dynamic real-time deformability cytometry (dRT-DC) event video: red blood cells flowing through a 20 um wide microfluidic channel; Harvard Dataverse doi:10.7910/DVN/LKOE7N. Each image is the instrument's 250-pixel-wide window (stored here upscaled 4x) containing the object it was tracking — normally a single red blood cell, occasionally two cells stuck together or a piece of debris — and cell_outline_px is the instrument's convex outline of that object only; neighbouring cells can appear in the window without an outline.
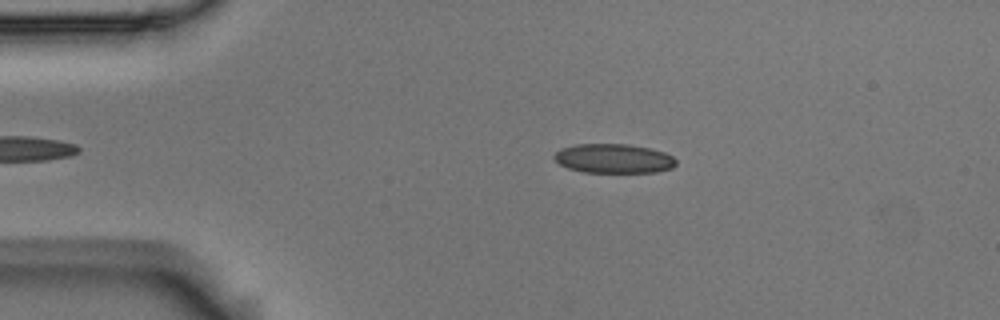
{"species": "Egyptian fruit bat (a non-hibernating species)", "species_latin": "Rousettus aegyptiacus", "temperature_condition": "room temperature", "stored_images_in_passage": 43, "camera_frame_rate_fps": 3000, "um_per_image_px": 0.085, "animal": {"sex": "male"}, "frame": {"image": 1, "passage_image": 5, "time_ms": 1.333, "image_size_px": [1000, 320], "cell_outline_px": [[676, 164], [672, 168], [656, 172], [584, 172], [568, 168], [560, 164], [552, 156], [560, 148], [576, 144], [628, 144], [648, 148], [664, 152], [672, 156], [676, 160]], "centroid_in_image_um": [52.15, 13.47], "position_along_channel_um": 32.9, "area_um2": 20.75}}
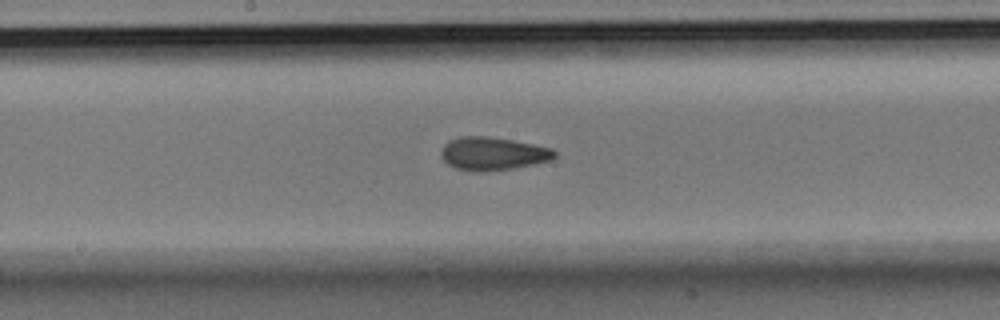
{"frame": {"image": 2, "passage_image": 23, "time_ms": 7.333, "image_size_px": [1000, 320], "cell_outline_px": [[556, 156], [552, 160], [536, 164], [512, 168], [480, 172], [472, 172], [456, 168], [448, 164], [440, 156], [440, 152], [444, 144], [460, 136], [488, 136], [512, 140], [552, 148], [556, 152]], "centroid_in_image_um": [41.89, 13.06], "position_along_channel_um": 206.3, "area_um2": 21.96}}
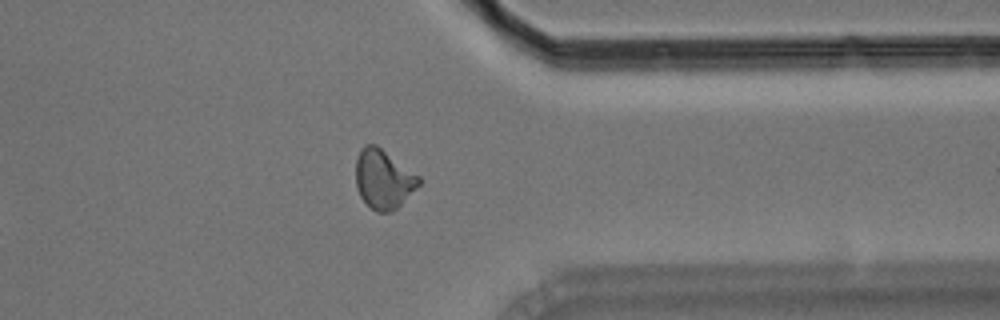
{"frame": {"image": 3, "passage_image": 38, "time_ms": 12.333, "image_size_px": [1000, 320], "cell_outline_px": [[420, 184], [392, 212], [376, 212], [360, 196], [356, 188], [356, 160], [364, 144], [376, 144], [420, 176]], "centroid_in_image_um": [32.58, 15.22], "position_along_channel_um": 378.8, "area_um2": 21.56}, "authors_computed_cell_mechanics": {"area_um2": 21.2126, "velocity_mm_per_s": 3.5827, "shape_relaxation_time_tau1_ms": 6.4107, "shape_relaxation_time_tau2_ms": 2.9299, "deformation_change_tau1": 0.1337, "deformation_change_tau2": 0.0942}}